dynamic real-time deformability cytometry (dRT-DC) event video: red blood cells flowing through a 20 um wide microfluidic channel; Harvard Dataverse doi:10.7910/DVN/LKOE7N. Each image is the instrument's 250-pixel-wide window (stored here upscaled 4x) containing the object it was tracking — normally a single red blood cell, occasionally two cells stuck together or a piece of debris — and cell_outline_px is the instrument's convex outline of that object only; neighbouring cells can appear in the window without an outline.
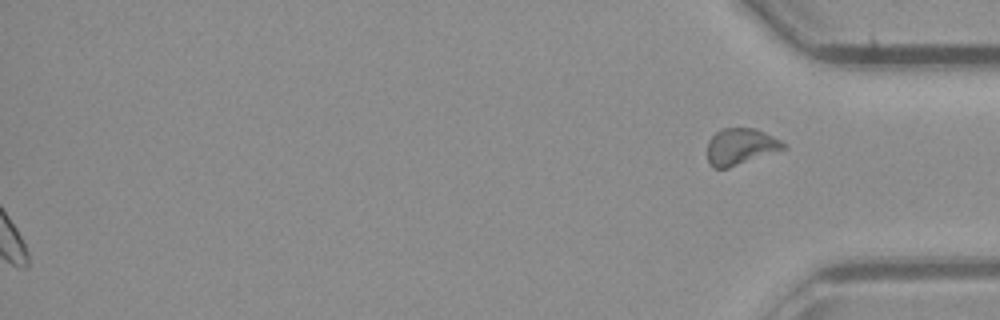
{"species": "common noctule bat (a hibernating species)", "species_latin": "Nyctalus noctula", "temperature_condition": "room temperature", "stored_images_in_passage": 49, "segment_of_instrument_passage": [2, 2], "camera_frame_rate_fps": 3000, "um_per_image_px": 0.085, "animal": {"sex": "male", "body_mass_g": 23.1, "forearm_length_mm": 52.7}, "frame": {"image": 1, "passage_image": 49, "time_ms": 16.0, "image_size_px": [1000, 320], "cell_outline_px": [[788, 148], [728, 168], [712, 168], [708, 160], [708, 140], [720, 128], [756, 128], [788, 144]], "centroid_in_image_um": [62.97, 12.45], "position_along_channel_um": 372.2, "area_um2": 16.3}}